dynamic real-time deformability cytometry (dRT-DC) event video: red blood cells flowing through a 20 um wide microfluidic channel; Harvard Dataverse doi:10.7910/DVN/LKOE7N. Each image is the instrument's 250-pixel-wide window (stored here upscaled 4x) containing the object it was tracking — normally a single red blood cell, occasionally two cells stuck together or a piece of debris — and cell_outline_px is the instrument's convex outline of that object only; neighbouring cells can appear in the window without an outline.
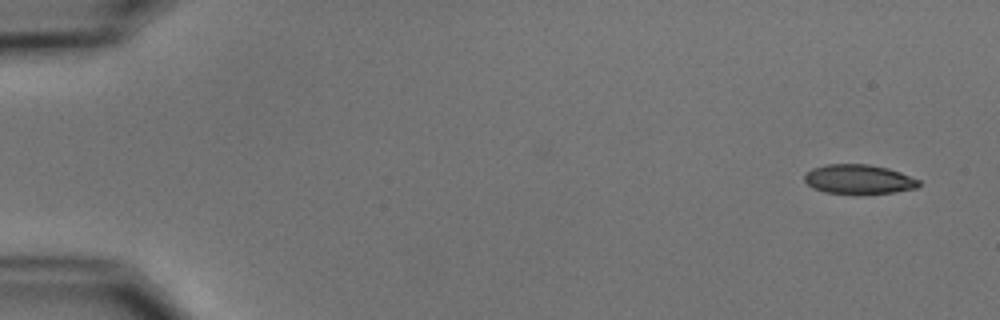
{"species": "common noctule bat (a hibernating species)", "species_latin": "Nyctalus noctula", "temperature_condition": "cold", "stored_images_in_passage": 5, "camera_frame_rate_fps": 3000, "um_per_image_px": 0.085, "animal": {"sex": "male", "body_mass_g": 15.6}, "frame": {"image": 1, "passage_image": 1, "time_ms": 0.0, "image_size_px": [1000, 320], "cell_outline_px": [[920, 184], [916, 188], [892, 192], [860, 196], [824, 192], [812, 188], [804, 180], [804, 172], [812, 168], [828, 164], [868, 164], [888, 168], [900, 172], [920, 180]], "centroid_in_image_um": [72.96, 15.26], "position_along_channel_um": 12.0, "area_um2": 20.17}}
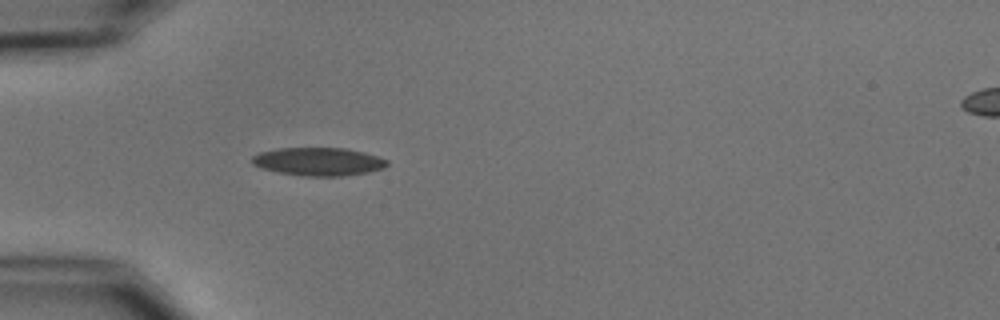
{"frame": {"image": 2, "passage_image": 5, "time_ms": 4.667, "image_size_px": [1000, 320], "cell_outline_px": [[388, 164], [384, 168], [368, 172], [340, 176], [308, 176], [280, 172], [260, 168], [252, 164], [252, 156], [260, 152], [280, 148], [344, 148], [364, 152], [388, 160]], "centroid_in_image_um": [27.07, 13.73], "position_along_channel_um": 57.9, "area_um2": 21.96}}